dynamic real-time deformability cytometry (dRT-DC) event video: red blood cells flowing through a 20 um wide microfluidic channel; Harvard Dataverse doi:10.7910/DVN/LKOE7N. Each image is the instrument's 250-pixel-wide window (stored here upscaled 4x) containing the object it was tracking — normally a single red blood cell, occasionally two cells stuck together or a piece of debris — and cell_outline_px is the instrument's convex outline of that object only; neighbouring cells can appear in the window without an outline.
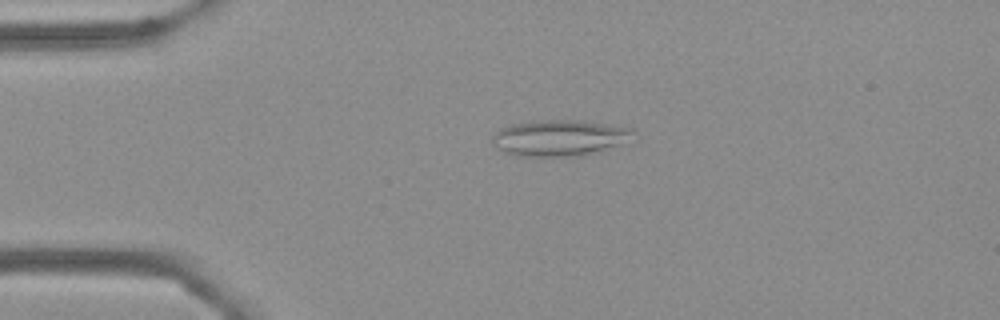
{"species": "Egyptian fruit bat (a non-hibernating species)", "species_latin": "Rousettus aegyptiacus", "temperature_condition": "cold", "stored_images_in_passage": 55, "camera_frame_rate_fps": 3000, "um_per_image_px": 0.085, "frame": {"image": 1, "passage_image": 12, "time_ms": 3.667, "image_size_px": [1000, 320], "cell_outline_px": [[636, 132], [616, 144], [584, 156], [516, 156], [504, 152], [496, 148], [492, 144], [492, 136], [500, 128], [512, 124], [540, 120], [576, 120], [636, 128]], "centroid_in_image_um": [47.46, 11.72], "position_along_channel_um": 37.5, "area_um2": 29.3}}
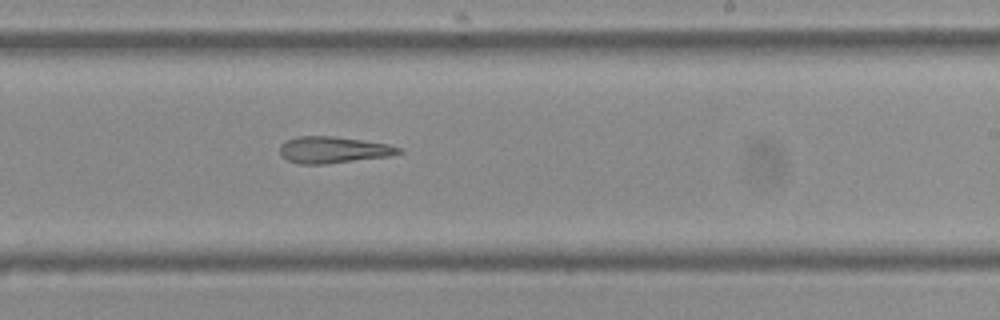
{"frame": {"image": 2, "passage_image": 33, "time_ms": 10.667, "image_size_px": [1000, 320], "cell_outline_px": [[404, 152], [388, 156], [324, 164], [300, 164], [288, 160], [280, 156], [280, 144], [296, 136], [332, 136], [388, 144], [404, 148]], "centroid_in_image_um": [28.32, 12.73], "position_along_channel_um": 260.7, "area_um2": 18.32}}
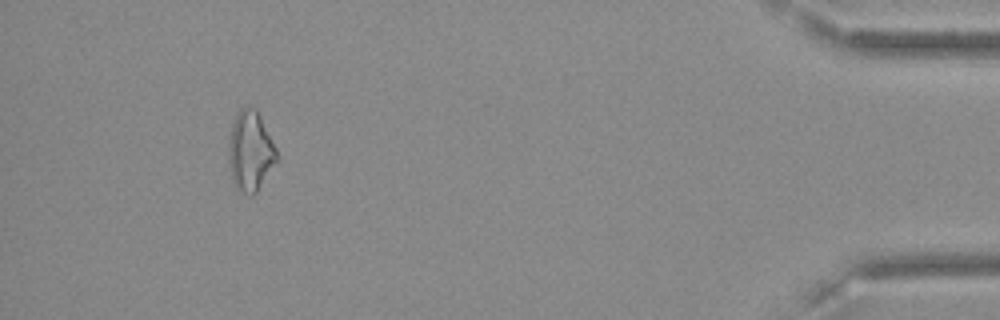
{"frame": {"image": 3, "passage_image": 51, "time_ms": 16.667, "image_size_px": [1000, 320], "cell_outline_px": [[280, 156], [256, 192], [252, 196], [248, 196], [240, 192], [236, 188], [232, 180], [228, 160], [228, 140], [232, 124], [240, 108], [256, 108]], "centroid_in_image_um": [21.27, 12.88], "position_along_channel_um": 413.9, "area_um2": 22.48}}